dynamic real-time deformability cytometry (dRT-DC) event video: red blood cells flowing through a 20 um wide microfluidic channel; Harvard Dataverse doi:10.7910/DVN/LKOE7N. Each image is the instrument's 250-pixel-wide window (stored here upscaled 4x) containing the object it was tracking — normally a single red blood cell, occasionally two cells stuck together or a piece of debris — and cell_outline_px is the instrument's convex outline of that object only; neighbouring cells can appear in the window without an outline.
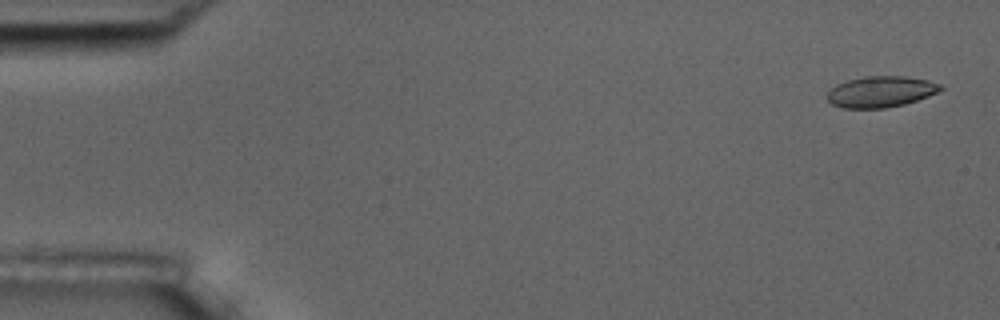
{"species": "common noctule bat (a hibernating species)", "species_latin": "Nyctalus noctula", "temperature_condition": "room temperature", "stored_images_in_passage": 8, "camera_frame_rate_fps": 3000, "um_per_image_px": 0.085, "animal": {"sex": "male", "body_mass_g": 17.5, "forearm_length_mm": 52.3}, "frame": {"image": 1, "passage_image": 1, "time_ms": 0.0, "image_size_px": [1000, 320], "cell_outline_px": [[944, 88], [928, 96], [904, 104], [884, 108], [844, 108], [832, 104], [824, 96], [836, 84], [848, 80], [864, 76], [904, 76], [928, 80], [940, 84]], "centroid_in_image_um": [74.83, 7.79], "position_along_channel_um": 10.2, "area_um2": 20.46}}
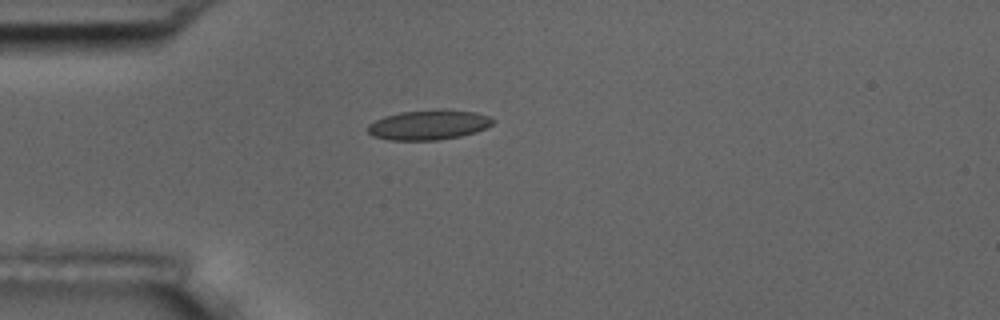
{"frame": {"image": 2, "passage_image": 5, "time_ms": 1.333, "image_size_px": [1000, 320], "cell_outline_px": [[496, 120], [488, 128], [476, 132], [460, 136], [436, 140], [388, 140], [372, 136], [368, 132], [368, 124], [384, 116], [400, 112], [436, 108], [476, 112], [488, 116]], "centroid_in_image_um": [36.45, 10.6], "position_along_channel_um": 48.5, "area_um2": 22.08}}